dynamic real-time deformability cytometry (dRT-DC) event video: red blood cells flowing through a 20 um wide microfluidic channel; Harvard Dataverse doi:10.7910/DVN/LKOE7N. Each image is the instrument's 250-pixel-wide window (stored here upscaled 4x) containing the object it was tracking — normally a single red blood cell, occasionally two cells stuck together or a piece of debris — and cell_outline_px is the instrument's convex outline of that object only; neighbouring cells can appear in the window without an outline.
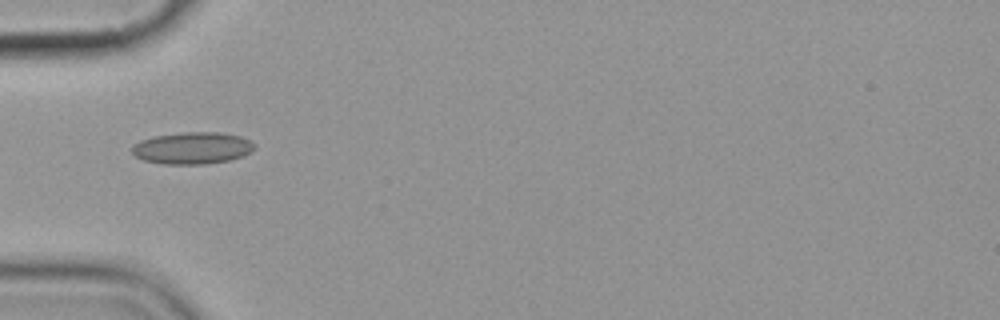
{"species": "common noctule bat (a hibernating species)", "species_latin": "Nyctalus noctula", "temperature_condition": "cold", "stored_images_in_passage": 9, "camera_frame_rate_fps": 3000, "um_per_image_px": 0.085, "animal": {"sex": "female", "body_mass_g": 19.9}, "frame": {"image": 1, "passage_image": 6, "time_ms": 5.667, "image_size_px": [1000, 320], "cell_outline_px": [[256, 148], [252, 152], [244, 156], [228, 160], [204, 164], [164, 164], [144, 160], [136, 156], [132, 152], [132, 144], [140, 140], [152, 136], [184, 132], [220, 132], [240, 136], [256, 144]], "centroid_in_image_um": [16.36, 12.58], "position_along_channel_um": 68.6, "area_um2": 22.95}}
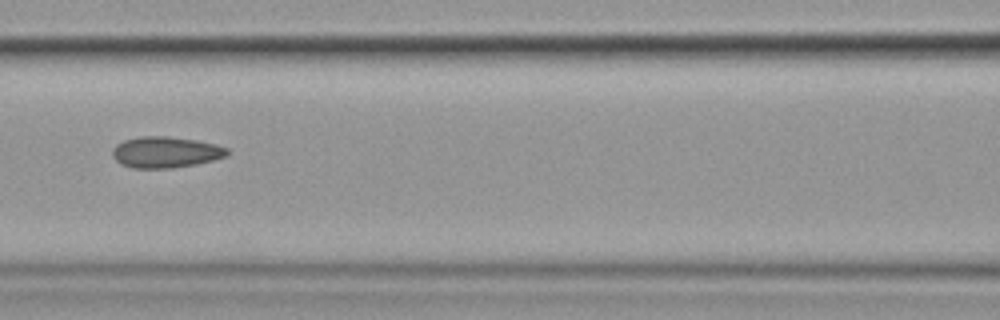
{"frame": {"image": 2, "passage_image": 8, "time_ms": 8.0, "image_size_px": [1000, 320], "cell_outline_px": [[232, 152], [228, 156], [196, 164], [172, 168], [132, 168], [120, 164], [112, 156], [112, 148], [116, 144], [124, 140], [140, 136], [168, 136], [196, 140], [216, 144], [228, 148]], "centroid_in_image_um": [14.09, 12.93], "position_along_channel_um": 152.5, "area_um2": 21.1}}
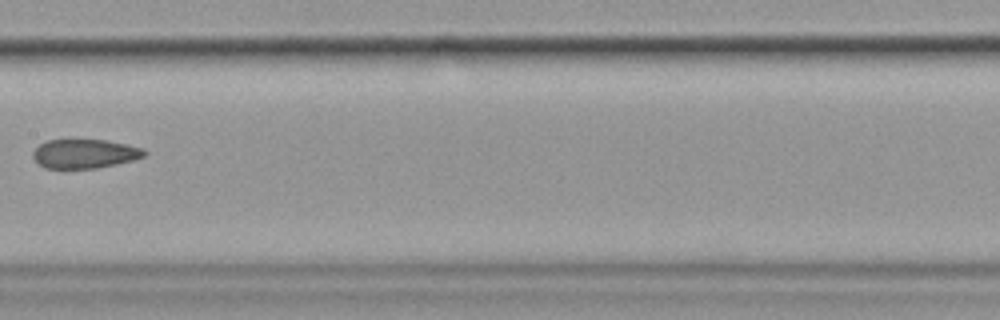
{"frame": {"image": 3, "passage_image": 9, "time_ms": 9.333, "image_size_px": [1000, 320], "cell_outline_px": [[148, 152], [144, 156], [132, 160], [116, 164], [96, 168], [44, 168], [36, 164], [32, 156], [32, 152], [40, 144], [48, 140], [108, 140], [144, 148]], "centroid_in_image_um": [7.18, 13.07], "position_along_channel_um": 200.2, "area_um2": 18.96}}